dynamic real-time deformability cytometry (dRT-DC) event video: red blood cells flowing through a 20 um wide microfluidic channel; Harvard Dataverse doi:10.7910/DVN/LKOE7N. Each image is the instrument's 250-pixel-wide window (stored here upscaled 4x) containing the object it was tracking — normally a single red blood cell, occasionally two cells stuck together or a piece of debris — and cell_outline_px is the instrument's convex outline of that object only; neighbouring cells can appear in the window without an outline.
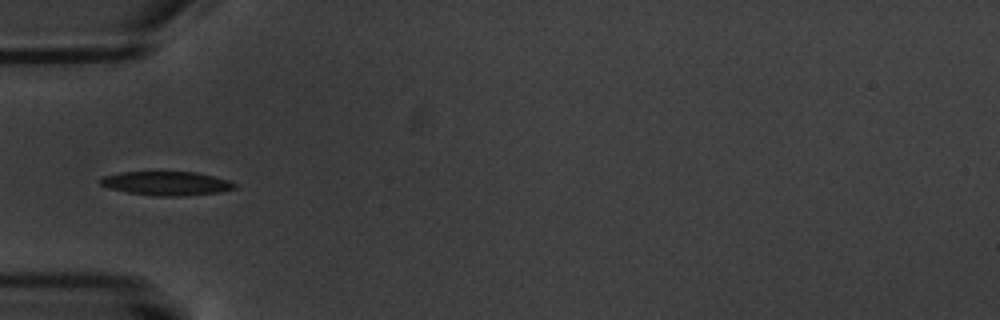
{"species": "common noctule bat (a hibernating species)", "species_latin": "Nyctalus noctula", "temperature_condition": "warm", "stored_images_in_passage": 4, "camera_frame_rate_fps": 3000, "um_per_image_px": 0.085, "animal": {"sex": "male", "body_mass_g": 20.1, "forearm_length_mm": 53.5}, "frame": {"image": 1, "passage_image": 3, "time_ms": 2.333, "image_size_px": [1000, 320], "cell_outline_px": [[236, 188], [220, 192], [184, 196], [160, 196], [128, 192], [112, 188], [100, 184], [100, 180], [104, 176], [120, 172], [196, 172], [228, 180], [236, 184]], "centroid_in_image_um": [14.19, 15.58], "position_along_channel_um": 70.8, "area_um2": 18.44}}